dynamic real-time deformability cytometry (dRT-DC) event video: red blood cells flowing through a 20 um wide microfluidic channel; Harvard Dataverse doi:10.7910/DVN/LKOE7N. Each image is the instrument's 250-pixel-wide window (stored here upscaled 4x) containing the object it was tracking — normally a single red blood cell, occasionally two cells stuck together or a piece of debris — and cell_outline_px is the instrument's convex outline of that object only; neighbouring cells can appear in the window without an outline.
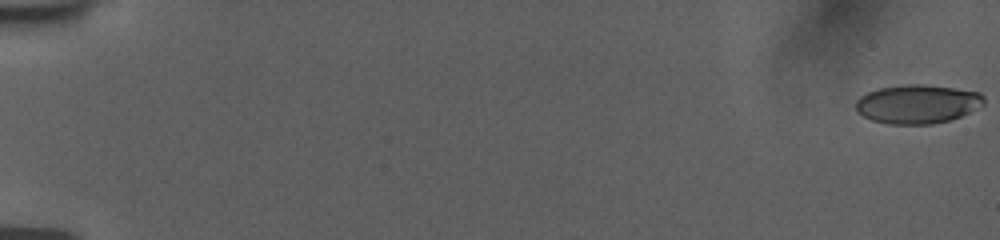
{"species": "human", "species_latin": "Homo sapiens", "temperature_condition": "room temperature", "stored_images_in_passage": 57, "camera_frame_rate_fps": 3000, "um_per_image_px": 0.085, "donor": {"sex": "female"}, "frame": {"image": 1, "passage_image": 1, "time_ms": 0.0, "image_size_px": [1000, 240], "cell_outline_px": [[984, 104], [952, 120], [932, 124], [888, 124], [872, 120], [856, 112], [856, 100], [860, 96], [868, 92], [880, 88], [904, 84], [928, 84], [980, 92], [984, 96]], "centroid_in_image_um": [77.98, 8.84], "position_along_channel_um": 7.0, "area_um2": 29.13}}
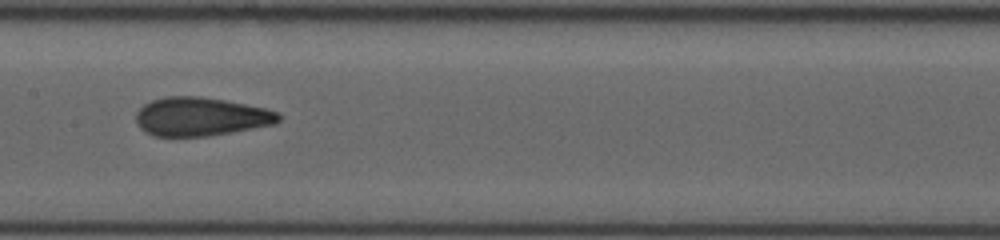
{"frame": {"image": 2, "passage_image": 31, "time_ms": 10.0, "image_size_px": [1000, 240], "cell_outline_px": [[280, 120], [276, 124], [232, 132], [208, 136], [156, 136], [144, 132], [140, 128], [136, 120], [136, 112], [144, 104], [152, 100], [164, 96], [200, 96], [224, 100], [264, 108], [280, 112]], "centroid_in_image_um": [17.06, 9.91], "position_along_channel_um": 190.3, "area_um2": 32.14}}
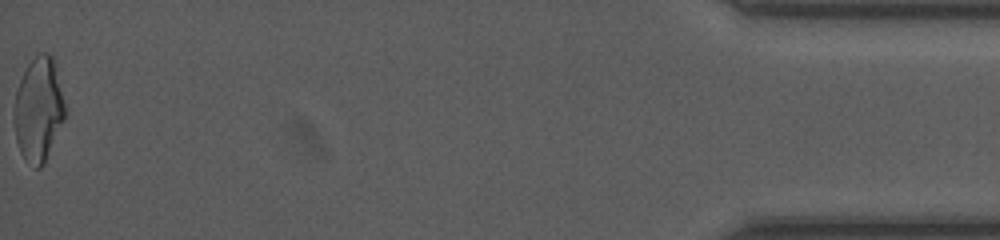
{"frame": {"image": 3, "passage_image": 57, "time_ms": 18.667, "image_size_px": [1000, 240], "cell_outline_px": [[64, 120], [44, 164], [40, 168], [36, 168], [24, 160], [20, 152], [16, 140], [12, 120], [12, 116], [16, 92], [20, 80], [28, 64], [40, 52], [52, 52], [56, 60], [64, 104]], "centroid_in_image_um": [3.26, 9.29], "position_along_channel_um": 431.9, "area_um2": 31.33}, "authors_computed_cell_mechanics": {"area_um2": 31.3854, "velocity_mm_per_s": 3.7904, "shape_relaxation_time_tau1_ms": 6.5196, "shape_relaxation_time_tau2_ms": 0.9798, "deformation_change_tau1": 0.2024, "deformation_change_tau2": 0.0898}}